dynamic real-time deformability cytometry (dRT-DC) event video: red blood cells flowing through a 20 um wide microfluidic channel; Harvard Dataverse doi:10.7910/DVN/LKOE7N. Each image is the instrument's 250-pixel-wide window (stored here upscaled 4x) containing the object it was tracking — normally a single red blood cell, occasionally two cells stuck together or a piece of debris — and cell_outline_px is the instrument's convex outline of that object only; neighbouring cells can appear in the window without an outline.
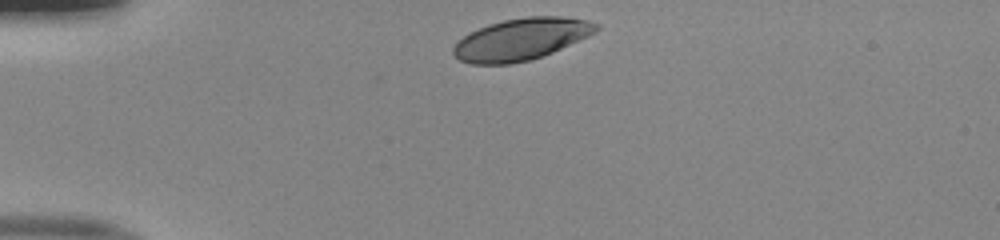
{"species": "human", "species_latin": "Homo sapiens", "temperature_condition": "room temperature", "stored_images_in_passage": 31, "camera_frame_rate_fps": 3000, "um_per_image_px": 0.085, "donor": {"sex": "male"}, "frame": {"image": 1, "passage_image": 1, "time_ms": 0.0, "image_size_px": [1000, 240], "cell_outline_px": [[600, 28], [596, 32], [588, 36], [552, 52], [528, 60], [508, 64], [472, 64], [460, 60], [452, 52], [452, 48], [468, 32], [488, 24], [504, 20], [528, 16], [560, 16], [588, 20], [600, 24]], "centroid_in_image_um": [44.31, 3.32], "position_along_channel_um": 40.7, "area_um2": 34.62}}
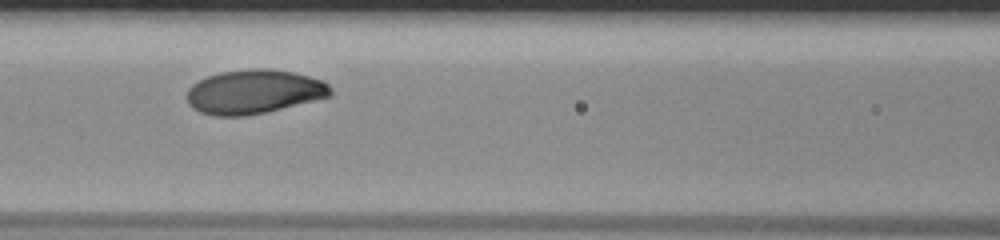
{"frame": {"image": 2, "passage_image": 12, "time_ms": 3.667, "image_size_px": [1000, 240], "cell_outline_px": [[332, 96], [264, 112], [244, 116], [212, 116], [200, 112], [192, 108], [188, 104], [188, 88], [192, 84], [208, 76], [220, 72], [252, 68], [264, 68], [292, 72], [324, 80], [332, 88]], "centroid_in_image_um": [21.59, 7.8], "position_along_channel_um": 145.0, "area_um2": 36.88}}
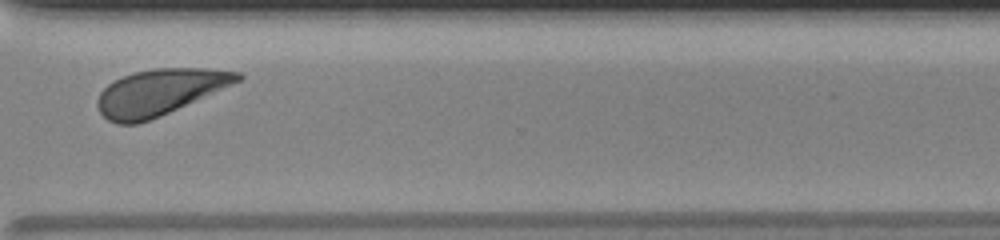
{"frame": {"image": 3, "passage_image": 28, "time_ms": 9.0, "image_size_px": [1000, 240], "cell_outline_px": [[244, 76], [240, 80], [232, 84], [160, 116], [136, 124], [116, 124], [108, 120], [100, 112], [96, 104], [96, 100], [100, 92], [108, 84], [132, 72], [156, 68], [204, 68], [240, 72]], "centroid_in_image_um": [13.53, 7.83], "position_along_channel_um": 357.1, "area_um2": 37.17}, "authors_computed_cell_mechanics": {"area_um2": 36.5296, "velocity_mm_per_s": 3.9777, "shape_relaxation_time_tau1_ms": 1.6831, "shape_relaxation_time_tau2_ms": null, "deformation_change_tau1": 0.1309, "deformation_change_tau2": null}}